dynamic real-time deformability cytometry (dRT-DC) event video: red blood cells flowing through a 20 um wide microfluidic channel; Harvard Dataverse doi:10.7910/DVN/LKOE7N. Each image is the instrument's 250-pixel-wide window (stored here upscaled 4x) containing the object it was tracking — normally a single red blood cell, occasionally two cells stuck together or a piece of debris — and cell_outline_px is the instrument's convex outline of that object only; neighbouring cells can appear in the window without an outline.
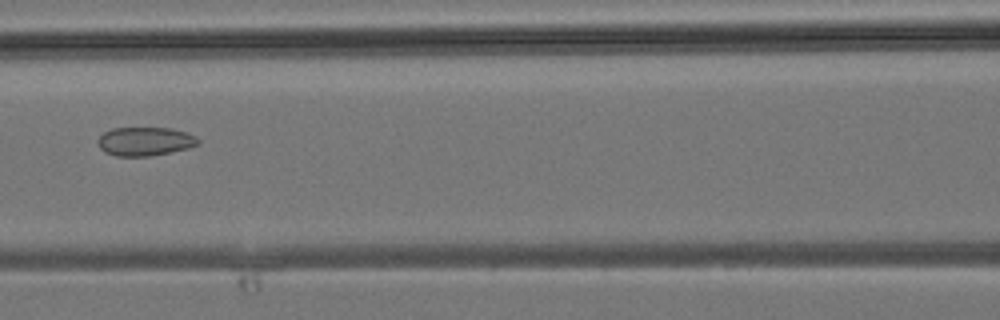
{"species": "common noctule bat (a hibernating species)", "species_latin": "Nyctalus noctula", "temperature_condition": "room temperature", "stored_images_in_passage": 31, "camera_frame_rate_fps": 3000, "um_per_image_px": 0.085, "animal": {"sex": "male", "body_mass_g": 19.2, "forearm_length_mm": 51.8}, "frame": {"image": 1, "passage_image": 10, "time_ms": 3.0, "image_size_px": [1000, 320], "cell_outline_px": [[200, 144], [188, 148], [172, 152], [148, 156], [116, 156], [104, 152], [100, 148], [96, 140], [104, 132], [112, 128], [172, 128], [196, 136], [200, 140]], "centroid_in_image_um": [12.32, 12.02], "position_along_channel_um": 154.3, "area_um2": 16.88}}
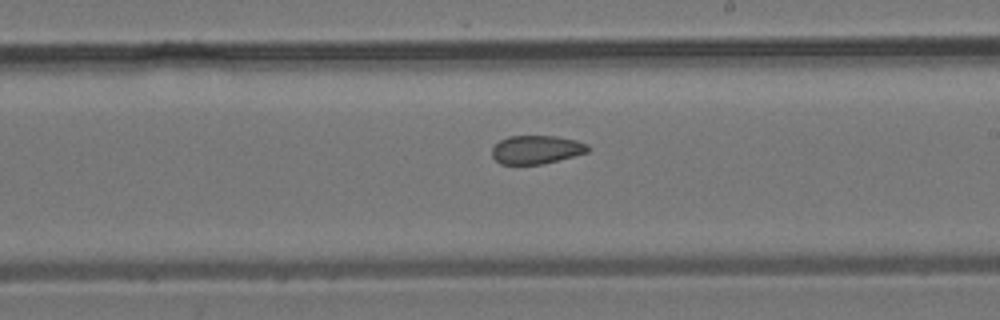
{"frame": {"image": 2, "passage_image": 15, "time_ms": 4.667, "image_size_px": [1000, 320], "cell_outline_px": [[588, 152], [540, 164], [500, 164], [492, 156], [492, 148], [500, 140], [508, 136], [556, 136], [576, 140], [588, 144]], "centroid_in_image_um": [45.57, 12.71], "position_along_channel_um": 243.4, "area_um2": 15.72}}
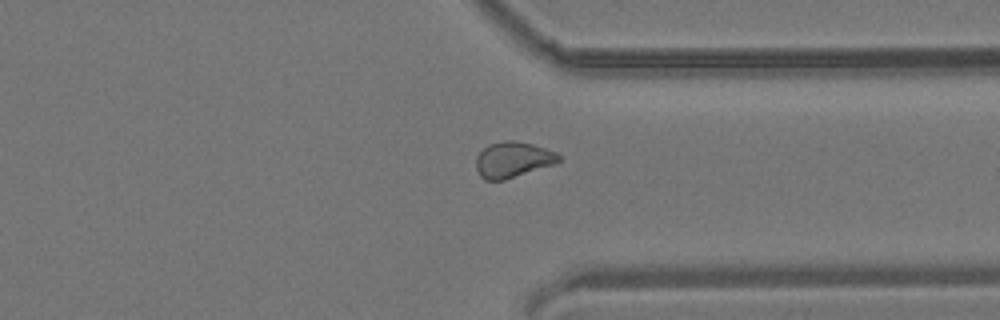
{"frame": {"image": 3, "passage_image": 22, "time_ms": 7.0, "image_size_px": [1000, 320], "cell_outline_px": [[560, 160], [556, 164], [504, 180], [484, 180], [480, 176], [476, 168], [476, 156], [488, 144], [504, 140], [516, 140], [532, 144], [556, 152], [560, 156]], "centroid_in_image_um": [43.59, 13.57], "position_along_channel_um": 367.8, "area_um2": 17.34}}